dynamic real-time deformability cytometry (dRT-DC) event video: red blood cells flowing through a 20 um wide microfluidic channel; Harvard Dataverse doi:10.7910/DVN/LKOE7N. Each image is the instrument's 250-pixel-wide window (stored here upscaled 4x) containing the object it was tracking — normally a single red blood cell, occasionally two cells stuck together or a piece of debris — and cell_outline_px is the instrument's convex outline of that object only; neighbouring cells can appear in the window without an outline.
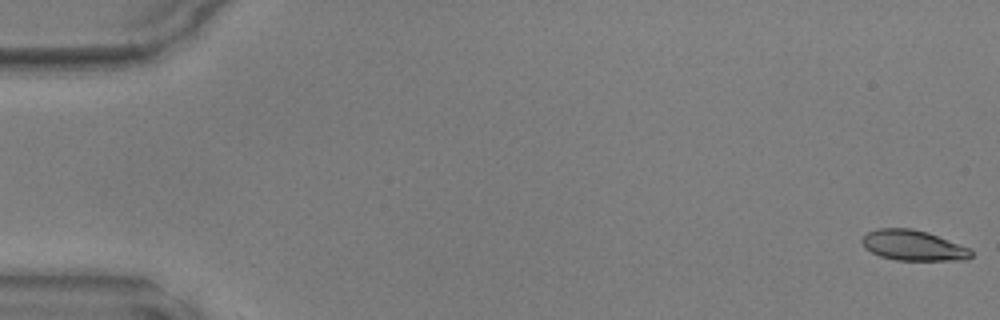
{"species": "common noctule bat (a hibernating species)", "species_latin": "Nyctalus noctula", "temperature_condition": "warm", "stored_images_in_passage": 2, "camera_frame_rate_fps": 3000, "um_per_image_px": 0.085, "animal": {"sex": "male", "body_mass_g": 17.9, "forearm_length_mm": 54.2}, "frame": {"image": 1, "passage_image": 1, "time_ms": 0.0, "image_size_px": [1000, 320], "cell_outline_px": [[972, 256], [968, 260], [896, 260], [880, 256], [864, 248], [860, 240], [868, 232], [876, 228], [912, 228], [928, 232], [968, 248], [972, 252]], "centroid_in_image_um": [77.59, 20.86], "position_along_channel_um": 7.4, "area_um2": 19.31}}